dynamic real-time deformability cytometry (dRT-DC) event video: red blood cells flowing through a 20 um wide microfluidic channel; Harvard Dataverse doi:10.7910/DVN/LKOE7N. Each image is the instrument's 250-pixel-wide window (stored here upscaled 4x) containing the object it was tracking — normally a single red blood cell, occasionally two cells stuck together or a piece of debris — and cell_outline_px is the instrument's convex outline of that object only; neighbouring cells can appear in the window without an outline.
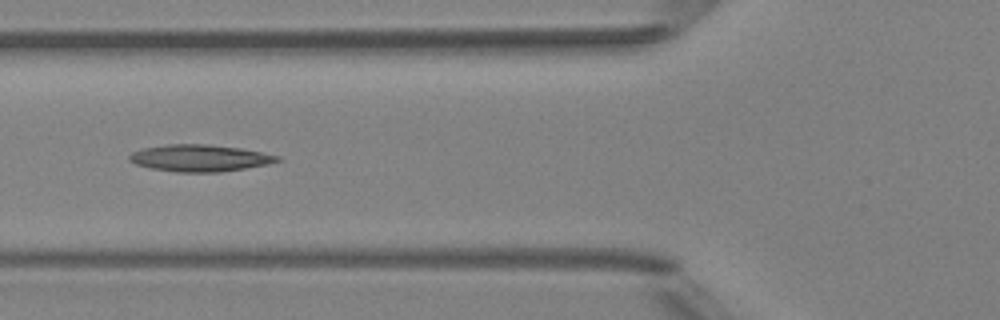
{"species": "Egyptian fruit bat (a non-hibernating species)", "species_latin": "Rousettus aegyptiacus", "temperature_condition": "room temperature", "stored_images_in_passage": 5, "camera_frame_rate_fps": 3000, "um_per_image_px": 0.085, "animal": {"sex": "female"}, "frame": {"image": 1, "passage_image": 5, "time_ms": 5.333, "image_size_px": [1000, 320], "cell_outline_px": [[284, 160], [268, 164], [220, 172], [176, 172], [152, 168], [136, 164], [128, 160], [128, 156], [132, 152], [144, 148], [168, 144], [208, 144], [240, 148], [280, 156]], "centroid_in_image_um": [16.99, 13.43], "position_along_channel_um": 108.8, "area_um2": 23.06}}